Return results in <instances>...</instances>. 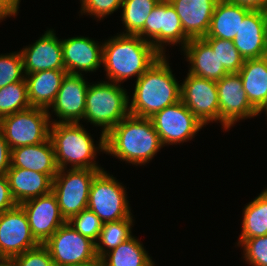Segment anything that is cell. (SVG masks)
Instances as JSON below:
<instances>
[{"label":"cell","mask_w":267,"mask_h":266,"mask_svg":"<svg viewBox=\"0 0 267 266\" xmlns=\"http://www.w3.org/2000/svg\"><path fill=\"white\" fill-rule=\"evenodd\" d=\"M105 147L106 154L145 166L163 145L150 118L129 114L105 135Z\"/></svg>","instance_id":"cell-1"},{"label":"cell","mask_w":267,"mask_h":266,"mask_svg":"<svg viewBox=\"0 0 267 266\" xmlns=\"http://www.w3.org/2000/svg\"><path fill=\"white\" fill-rule=\"evenodd\" d=\"M161 56L139 35L120 32L103 42L102 67L108 81L123 84L130 77L137 80Z\"/></svg>","instance_id":"cell-2"},{"label":"cell","mask_w":267,"mask_h":266,"mask_svg":"<svg viewBox=\"0 0 267 266\" xmlns=\"http://www.w3.org/2000/svg\"><path fill=\"white\" fill-rule=\"evenodd\" d=\"M168 58L161 56L136 81L129 113L151 118L156 112L181 100V85L173 75Z\"/></svg>","instance_id":"cell-3"},{"label":"cell","mask_w":267,"mask_h":266,"mask_svg":"<svg viewBox=\"0 0 267 266\" xmlns=\"http://www.w3.org/2000/svg\"><path fill=\"white\" fill-rule=\"evenodd\" d=\"M84 127L80 123H51L49 138L59 169H67V166L71 169H104L95 159L97 153L106 152L105 135L100 134L96 146Z\"/></svg>","instance_id":"cell-4"},{"label":"cell","mask_w":267,"mask_h":266,"mask_svg":"<svg viewBox=\"0 0 267 266\" xmlns=\"http://www.w3.org/2000/svg\"><path fill=\"white\" fill-rule=\"evenodd\" d=\"M89 83L86 93V107L83 120L100 127L106 135L129 113L127 89L110 81Z\"/></svg>","instance_id":"cell-5"},{"label":"cell","mask_w":267,"mask_h":266,"mask_svg":"<svg viewBox=\"0 0 267 266\" xmlns=\"http://www.w3.org/2000/svg\"><path fill=\"white\" fill-rule=\"evenodd\" d=\"M125 187L104 169L99 171L91 184L87 208L103 223L133 216Z\"/></svg>","instance_id":"cell-6"},{"label":"cell","mask_w":267,"mask_h":266,"mask_svg":"<svg viewBox=\"0 0 267 266\" xmlns=\"http://www.w3.org/2000/svg\"><path fill=\"white\" fill-rule=\"evenodd\" d=\"M51 115L46 109L30 107L2 117L0 131L10 149L40 144L49 138Z\"/></svg>","instance_id":"cell-7"},{"label":"cell","mask_w":267,"mask_h":266,"mask_svg":"<svg viewBox=\"0 0 267 266\" xmlns=\"http://www.w3.org/2000/svg\"><path fill=\"white\" fill-rule=\"evenodd\" d=\"M103 169H59L52 181L62 216L69 221L87 208L95 175Z\"/></svg>","instance_id":"cell-8"},{"label":"cell","mask_w":267,"mask_h":266,"mask_svg":"<svg viewBox=\"0 0 267 266\" xmlns=\"http://www.w3.org/2000/svg\"><path fill=\"white\" fill-rule=\"evenodd\" d=\"M163 56L166 46H181V50L190 38L184 33L181 20L168 0H160L147 17L144 27L136 34Z\"/></svg>","instance_id":"cell-9"},{"label":"cell","mask_w":267,"mask_h":266,"mask_svg":"<svg viewBox=\"0 0 267 266\" xmlns=\"http://www.w3.org/2000/svg\"><path fill=\"white\" fill-rule=\"evenodd\" d=\"M150 119L163 147L188 142L204 127L181 100L156 112Z\"/></svg>","instance_id":"cell-10"},{"label":"cell","mask_w":267,"mask_h":266,"mask_svg":"<svg viewBox=\"0 0 267 266\" xmlns=\"http://www.w3.org/2000/svg\"><path fill=\"white\" fill-rule=\"evenodd\" d=\"M55 266H75L97 256L96 243L81 235L68 222L44 243Z\"/></svg>","instance_id":"cell-11"},{"label":"cell","mask_w":267,"mask_h":266,"mask_svg":"<svg viewBox=\"0 0 267 266\" xmlns=\"http://www.w3.org/2000/svg\"><path fill=\"white\" fill-rule=\"evenodd\" d=\"M219 101V123L226 131L239 120L254 118L259 112L250 104L239 73H228L216 82Z\"/></svg>","instance_id":"cell-12"},{"label":"cell","mask_w":267,"mask_h":266,"mask_svg":"<svg viewBox=\"0 0 267 266\" xmlns=\"http://www.w3.org/2000/svg\"><path fill=\"white\" fill-rule=\"evenodd\" d=\"M181 84V101L204 125L219 123L218 90L215 81L187 73Z\"/></svg>","instance_id":"cell-13"},{"label":"cell","mask_w":267,"mask_h":266,"mask_svg":"<svg viewBox=\"0 0 267 266\" xmlns=\"http://www.w3.org/2000/svg\"><path fill=\"white\" fill-rule=\"evenodd\" d=\"M28 219L31 233L39 244H44L67 221L61 214L56 195H46L19 204Z\"/></svg>","instance_id":"cell-14"},{"label":"cell","mask_w":267,"mask_h":266,"mask_svg":"<svg viewBox=\"0 0 267 266\" xmlns=\"http://www.w3.org/2000/svg\"><path fill=\"white\" fill-rule=\"evenodd\" d=\"M38 245L19 204L0 214V251L5 258L11 259Z\"/></svg>","instance_id":"cell-15"},{"label":"cell","mask_w":267,"mask_h":266,"mask_svg":"<svg viewBox=\"0 0 267 266\" xmlns=\"http://www.w3.org/2000/svg\"><path fill=\"white\" fill-rule=\"evenodd\" d=\"M89 82L84 74H69L63 78L62 84L53 104L49 107L57 119L51 123H79L83 121L86 107V93ZM55 120V121H54Z\"/></svg>","instance_id":"cell-16"},{"label":"cell","mask_w":267,"mask_h":266,"mask_svg":"<svg viewBox=\"0 0 267 266\" xmlns=\"http://www.w3.org/2000/svg\"><path fill=\"white\" fill-rule=\"evenodd\" d=\"M53 29L46 30L35 41L20 49L25 74L43 70H65L61 39Z\"/></svg>","instance_id":"cell-17"},{"label":"cell","mask_w":267,"mask_h":266,"mask_svg":"<svg viewBox=\"0 0 267 266\" xmlns=\"http://www.w3.org/2000/svg\"><path fill=\"white\" fill-rule=\"evenodd\" d=\"M63 63L69 74L96 72L102 65L103 43L89 37L61 39Z\"/></svg>","instance_id":"cell-18"},{"label":"cell","mask_w":267,"mask_h":266,"mask_svg":"<svg viewBox=\"0 0 267 266\" xmlns=\"http://www.w3.org/2000/svg\"><path fill=\"white\" fill-rule=\"evenodd\" d=\"M177 12L184 33L190 38L207 35L218 0H168Z\"/></svg>","instance_id":"cell-19"},{"label":"cell","mask_w":267,"mask_h":266,"mask_svg":"<svg viewBox=\"0 0 267 266\" xmlns=\"http://www.w3.org/2000/svg\"><path fill=\"white\" fill-rule=\"evenodd\" d=\"M187 64H191L188 73L212 81H219L228 72L213 52L211 46L203 38H192L181 50Z\"/></svg>","instance_id":"cell-20"},{"label":"cell","mask_w":267,"mask_h":266,"mask_svg":"<svg viewBox=\"0 0 267 266\" xmlns=\"http://www.w3.org/2000/svg\"><path fill=\"white\" fill-rule=\"evenodd\" d=\"M233 43L244 60L266 56L263 10H250L245 15Z\"/></svg>","instance_id":"cell-21"},{"label":"cell","mask_w":267,"mask_h":266,"mask_svg":"<svg viewBox=\"0 0 267 266\" xmlns=\"http://www.w3.org/2000/svg\"><path fill=\"white\" fill-rule=\"evenodd\" d=\"M47 174L52 180L58 173L55 152L50 138L35 145L11 149V166Z\"/></svg>","instance_id":"cell-22"},{"label":"cell","mask_w":267,"mask_h":266,"mask_svg":"<svg viewBox=\"0 0 267 266\" xmlns=\"http://www.w3.org/2000/svg\"><path fill=\"white\" fill-rule=\"evenodd\" d=\"M10 192L17 204L52 191V179L44 173L10 167L6 173Z\"/></svg>","instance_id":"cell-23"},{"label":"cell","mask_w":267,"mask_h":266,"mask_svg":"<svg viewBox=\"0 0 267 266\" xmlns=\"http://www.w3.org/2000/svg\"><path fill=\"white\" fill-rule=\"evenodd\" d=\"M66 70H43L25 74L31 107L48 110L61 87Z\"/></svg>","instance_id":"cell-24"},{"label":"cell","mask_w":267,"mask_h":266,"mask_svg":"<svg viewBox=\"0 0 267 266\" xmlns=\"http://www.w3.org/2000/svg\"><path fill=\"white\" fill-rule=\"evenodd\" d=\"M250 8L232 3L228 0H218L211 18L207 35L203 38H221L233 41L243 18Z\"/></svg>","instance_id":"cell-25"},{"label":"cell","mask_w":267,"mask_h":266,"mask_svg":"<svg viewBox=\"0 0 267 266\" xmlns=\"http://www.w3.org/2000/svg\"><path fill=\"white\" fill-rule=\"evenodd\" d=\"M238 73L248 101L259 112L267 103V57L246 59Z\"/></svg>","instance_id":"cell-26"},{"label":"cell","mask_w":267,"mask_h":266,"mask_svg":"<svg viewBox=\"0 0 267 266\" xmlns=\"http://www.w3.org/2000/svg\"><path fill=\"white\" fill-rule=\"evenodd\" d=\"M242 230L238 239L267 235V188L243 208Z\"/></svg>","instance_id":"cell-27"},{"label":"cell","mask_w":267,"mask_h":266,"mask_svg":"<svg viewBox=\"0 0 267 266\" xmlns=\"http://www.w3.org/2000/svg\"><path fill=\"white\" fill-rule=\"evenodd\" d=\"M134 236L102 256L105 266H146L152 260L141 241Z\"/></svg>","instance_id":"cell-28"},{"label":"cell","mask_w":267,"mask_h":266,"mask_svg":"<svg viewBox=\"0 0 267 266\" xmlns=\"http://www.w3.org/2000/svg\"><path fill=\"white\" fill-rule=\"evenodd\" d=\"M133 221V216H130L127 219L103 223L99 239L96 242L97 256L102 257L105 253L132 237Z\"/></svg>","instance_id":"cell-29"},{"label":"cell","mask_w":267,"mask_h":266,"mask_svg":"<svg viewBox=\"0 0 267 266\" xmlns=\"http://www.w3.org/2000/svg\"><path fill=\"white\" fill-rule=\"evenodd\" d=\"M159 1L123 0L121 21L125 30L121 34L136 35L144 27L147 17Z\"/></svg>","instance_id":"cell-30"},{"label":"cell","mask_w":267,"mask_h":266,"mask_svg":"<svg viewBox=\"0 0 267 266\" xmlns=\"http://www.w3.org/2000/svg\"><path fill=\"white\" fill-rule=\"evenodd\" d=\"M30 107L25 78L0 88V119Z\"/></svg>","instance_id":"cell-31"},{"label":"cell","mask_w":267,"mask_h":266,"mask_svg":"<svg viewBox=\"0 0 267 266\" xmlns=\"http://www.w3.org/2000/svg\"><path fill=\"white\" fill-rule=\"evenodd\" d=\"M217 54V58L222 63L228 73H238L244 64V58L234 46L233 41L221 38H203Z\"/></svg>","instance_id":"cell-32"},{"label":"cell","mask_w":267,"mask_h":266,"mask_svg":"<svg viewBox=\"0 0 267 266\" xmlns=\"http://www.w3.org/2000/svg\"><path fill=\"white\" fill-rule=\"evenodd\" d=\"M25 78L21 52L0 54V88Z\"/></svg>","instance_id":"cell-33"},{"label":"cell","mask_w":267,"mask_h":266,"mask_svg":"<svg viewBox=\"0 0 267 266\" xmlns=\"http://www.w3.org/2000/svg\"><path fill=\"white\" fill-rule=\"evenodd\" d=\"M237 246H242L243 259L251 266H267V235L249 239H239Z\"/></svg>","instance_id":"cell-34"},{"label":"cell","mask_w":267,"mask_h":266,"mask_svg":"<svg viewBox=\"0 0 267 266\" xmlns=\"http://www.w3.org/2000/svg\"><path fill=\"white\" fill-rule=\"evenodd\" d=\"M67 222L81 235L91 239L95 243L98 241L103 222L90 209H84Z\"/></svg>","instance_id":"cell-35"},{"label":"cell","mask_w":267,"mask_h":266,"mask_svg":"<svg viewBox=\"0 0 267 266\" xmlns=\"http://www.w3.org/2000/svg\"><path fill=\"white\" fill-rule=\"evenodd\" d=\"M122 2L123 0H80L81 7L79 12L81 15H91L100 21L118 11L122 7Z\"/></svg>","instance_id":"cell-36"},{"label":"cell","mask_w":267,"mask_h":266,"mask_svg":"<svg viewBox=\"0 0 267 266\" xmlns=\"http://www.w3.org/2000/svg\"><path fill=\"white\" fill-rule=\"evenodd\" d=\"M17 266H55L48 248L44 244L11 258Z\"/></svg>","instance_id":"cell-37"},{"label":"cell","mask_w":267,"mask_h":266,"mask_svg":"<svg viewBox=\"0 0 267 266\" xmlns=\"http://www.w3.org/2000/svg\"><path fill=\"white\" fill-rule=\"evenodd\" d=\"M17 203L10 192L9 182L6 175H0V214L15 207Z\"/></svg>","instance_id":"cell-38"},{"label":"cell","mask_w":267,"mask_h":266,"mask_svg":"<svg viewBox=\"0 0 267 266\" xmlns=\"http://www.w3.org/2000/svg\"><path fill=\"white\" fill-rule=\"evenodd\" d=\"M11 166V149L0 131V175H6Z\"/></svg>","instance_id":"cell-39"},{"label":"cell","mask_w":267,"mask_h":266,"mask_svg":"<svg viewBox=\"0 0 267 266\" xmlns=\"http://www.w3.org/2000/svg\"><path fill=\"white\" fill-rule=\"evenodd\" d=\"M21 0H0V12L7 17H15L19 12Z\"/></svg>","instance_id":"cell-40"},{"label":"cell","mask_w":267,"mask_h":266,"mask_svg":"<svg viewBox=\"0 0 267 266\" xmlns=\"http://www.w3.org/2000/svg\"><path fill=\"white\" fill-rule=\"evenodd\" d=\"M232 3L239 4L250 8L251 10H264L267 8V0H228Z\"/></svg>","instance_id":"cell-41"},{"label":"cell","mask_w":267,"mask_h":266,"mask_svg":"<svg viewBox=\"0 0 267 266\" xmlns=\"http://www.w3.org/2000/svg\"><path fill=\"white\" fill-rule=\"evenodd\" d=\"M75 266H105V264H104L102 257L96 256L90 261L80 263L79 265H75Z\"/></svg>","instance_id":"cell-42"},{"label":"cell","mask_w":267,"mask_h":266,"mask_svg":"<svg viewBox=\"0 0 267 266\" xmlns=\"http://www.w3.org/2000/svg\"><path fill=\"white\" fill-rule=\"evenodd\" d=\"M263 20H264V38L267 46V8L263 10Z\"/></svg>","instance_id":"cell-43"},{"label":"cell","mask_w":267,"mask_h":266,"mask_svg":"<svg viewBox=\"0 0 267 266\" xmlns=\"http://www.w3.org/2000/svg\"><path fill=\"white\" fill-rule=\"evenodd\" d=\"M0 266H17L16 263L12 259H5L0 262Z\"/></svg>","instance_id":"cell-44"},{"label":"cell","mask_w":267,"mask_h":266,"mask_svg":"<svg viewBox=\"0 0 267 266\" xmlns=\"http://www.w3.org/2000/svg\"><path fill=\"white\" fill-rule=\"evenodd\" d=\"M262 112H266V116H267V103L264 105V107L259 111V114H261Z\"/></svg>","instance_id":"cell-45"},{"label":"cell","mask_w":267,"mask_h":266,"mask_svg":"<svg viewBox=\"0 0 267 266\" xmlns=\"http://www.w3.org/2000/svg\"><path fill=\"white\" fill-rule=\"evenodd\" d=\"M4 19H6V17L0 12V22H2Z\"/></svg>","instance_id":"cell-46"},{"label":"cell","mask_w":267,"mask_h":266,"mask_svg":"<svg viewBox=\"0 0 267 266\" xmlns=\"http://www.w3.org/2000/svg\"><path fill=\"white\" fill-rule=\"evenodd\" d=\"M146 266H155V263L153 260H151Z\"/></svg>","instance_id":"cell-47"},{"label":"cell","mask_w":267,"mask_h":266,"mask_svg":"<svg viewBox=\"0 0 267 266\" xmlns=\"http://www.w3.org/2000/svg\"><path fill=\"white\" fill-rule=\"evenodd\" d=\"M6 258L2 255L1 251H0V262L5 260Z\"/></svg>","instance_id":"cell-48"}]
</instances>
